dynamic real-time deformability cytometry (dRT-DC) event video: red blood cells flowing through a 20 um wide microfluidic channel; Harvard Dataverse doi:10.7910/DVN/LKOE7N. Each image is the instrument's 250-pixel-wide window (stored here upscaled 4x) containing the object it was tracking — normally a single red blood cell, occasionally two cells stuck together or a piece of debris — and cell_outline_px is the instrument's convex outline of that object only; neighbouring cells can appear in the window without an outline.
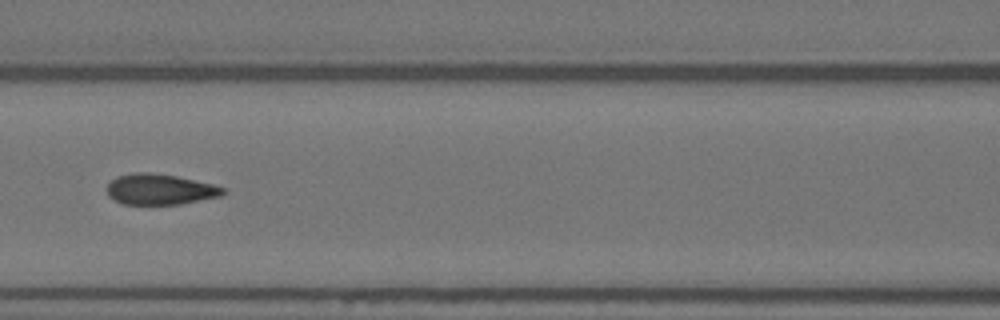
{"species": "Egyptian fruit bat (a non-hibernating species)", "species_latin": "Rousettus aegyptiacus", "temperature_condition": "warm", "stored_images_in_passage": 20, "camera_frame_rate_fps": 3000, "um_per_image_px": 0.085, "animal": {"sex": "female"}, "frame": {"image": 1, "passage_image": 9, "time_ms": 2.667, "image_size_px": [1000, 320], "cell_outline_px": [[228, 192], [220, 196], [180, 204], [124, 204], [112, 200], [108, 196], [108, 184], [116, 176], [132, 172], [152, 172], [176, 176], [212, 184], [224, 188]], "centroid_in_image_um": [13.57, 16.09], "position_along_channel_um": 153.0, "area_um2": 20.81}}
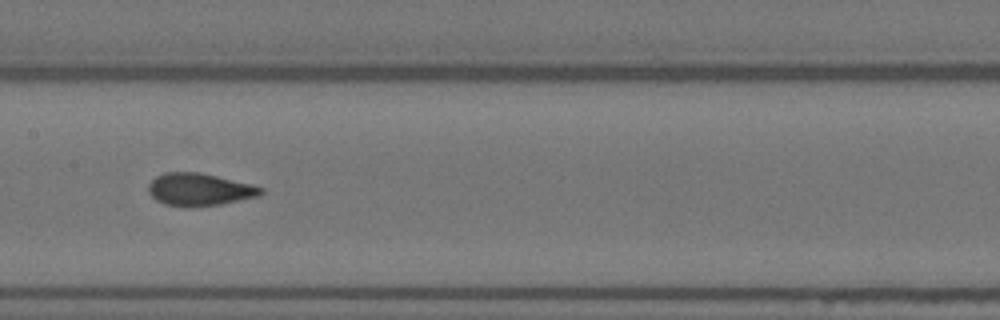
{"frame": {"image": 2, "passage_image": 12, "time_ms": 3.667, "image_size_px": [1000, 320], "cell_outline_px": [[264, 192], [260, 196], [220, 204], [164, 204], [156, 200], [148, 192], [148, 184], [156, 176], [164, 172], [200, 172], [252, 184], [264, 188]], "centroid_in_image_um": [16.98, 16.06], "position_along_channel_um": 190.4, "area_um2": 20.75}}
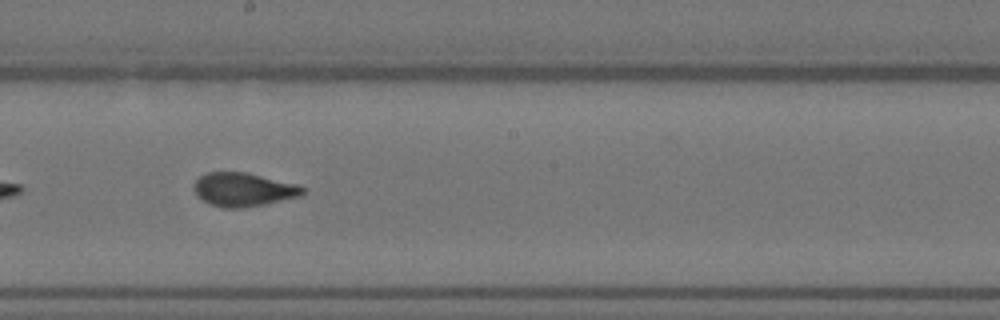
{"frame": {"image": 3, "passage_image": 15, "time_ms": 4.667, "image_size_px": [1000, 320], "cell_outline_px": [[308, 188], [304, 196], [264, 204], [240, 208], [224, 208], [212, 204], [196, 196], [196, 180], [200, 176], [208, 172], [244, 172], [296, 184]], "centroid_in_image_um": [20.77, 16.12], "position_along_channel_um": 227.4, "area_um2": 21.15}}